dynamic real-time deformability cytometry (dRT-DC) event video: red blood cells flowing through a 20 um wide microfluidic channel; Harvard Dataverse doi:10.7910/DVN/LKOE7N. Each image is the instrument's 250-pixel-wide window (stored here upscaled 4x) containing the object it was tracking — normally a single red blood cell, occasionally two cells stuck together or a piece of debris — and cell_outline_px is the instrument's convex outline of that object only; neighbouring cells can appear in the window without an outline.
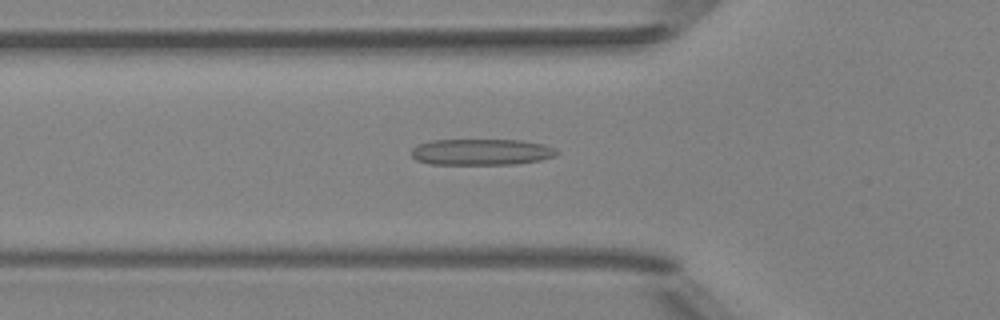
{"species": "Egyptian fruit bat (a non-hibernating species)", "species_latin": "Rousettus aegyptiacus", "temperature_condition": "room temperature", "stored_images_in_passage": 51, "camera_frame_rate_fps": 3000, "um_per_image_px": 0.085, "animal": {"sex": "female"}, "frame": {"image": 1, "passage_image": 18, "time_ms": 5.667, "image_size_px": [1000, 320], "cell_outline_px": [[560, 152], [556, 156], [540, 160], [512, 164], [428, 164], [416, 160], [412, 156], [412, 148], [420, 144], [432, 140], [520, 140], [544, 144]], "centroid_in_image_um": [40.91, 12.92], "position_along_channel_um": 84.9, "area_um2": 22.14}}
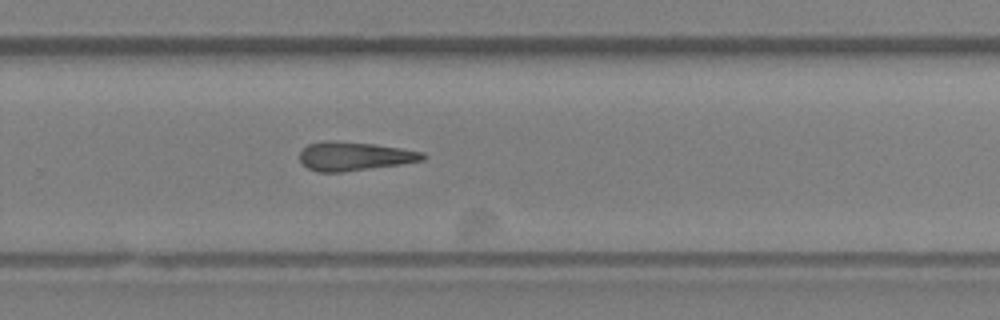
{"frame": {"image": 2, "passage_image": 34, "time_ms": 11.0, "image_size_px": [1000, 320], "cell_outline_px": [[428, 156], [424, 160], [400, 164], [344, 172], [320, 172], [308, 168], [300, 160], [300, 152], [308, 144], [324, 140], [328, 140], [372, 144], [400, 148], [424, 152]], "centroid_in_image_um": [30.13, 13.28], "position_along_channel_um": 299.7, "area_um2": 20.52}}
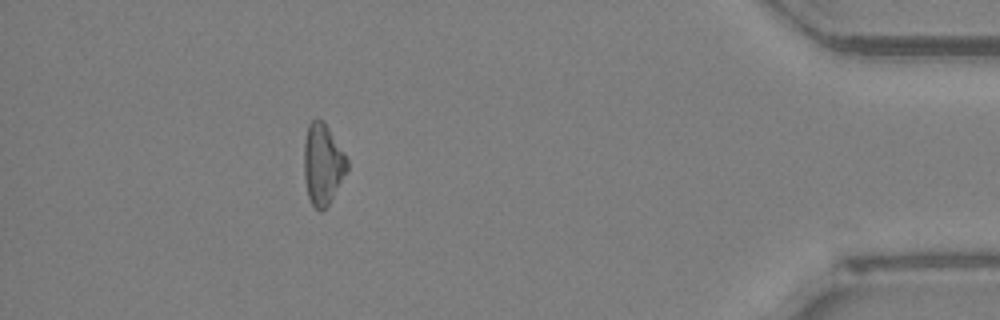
{"frame": {"image": 3, "passage_image": 46, "time_ms": 15.0, "image_size_px": [1000, 320], "cell_outline_px": [[348, 168], [328, 204], [320, 212], [312, 204], [308, 196], [304, 176], [304, 140], [308, 124], [316, 116], [324, 120], [344, 152], [348, 160]], "centroid_in_image_um": [27.41, 13.88], "position_along_channel_um": 407.8, "area_um2": 20.35}, "authors_computed_cell_mechanics": {"area_um2": 21.097, "velocity_mm_per_s": 4.032, "shape_relaxation_time_tau1_ms": 7.7716, "shape_relaxation_time_tau2_ms": 7.8181, "deformation_change_tau1": 0.1619, "deformation_change_tau2": 0.2511}}